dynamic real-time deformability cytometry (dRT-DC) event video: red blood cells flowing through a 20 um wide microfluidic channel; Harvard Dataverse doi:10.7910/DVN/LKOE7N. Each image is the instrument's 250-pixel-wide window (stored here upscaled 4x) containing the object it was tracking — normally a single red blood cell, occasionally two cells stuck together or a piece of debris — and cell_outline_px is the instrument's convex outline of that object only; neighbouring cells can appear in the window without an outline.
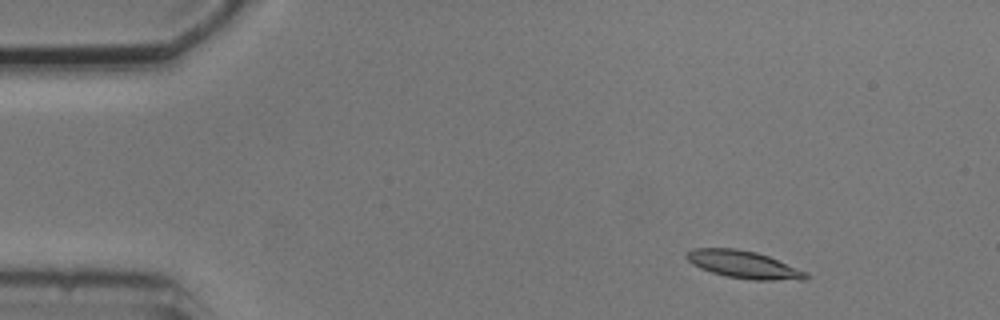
{"species": "common noctule bat (a hibernating species)", "species_latin": "Nyctalus noctula", "temperature_condition": "cold", "stored_images_in_passage": 6, "camera_frame_rate_fps": 3000, "um_per_image_px": 0.085, "animal": {"sex": "male", "body_mass_g": 20.5, "forearm_length_mm": 52.5}, "frame": {"image": 1, "passage_image": 1, "time_ms": 0.0, "image_size_px": [1000, 320], "cell_outline_px": [[812, 276], [804, 280], [752, 280], [724, 276], [700, 268], [692, 264], [684, 256], [692, 248], [736, 248], [756, 252], [768, 256], [808, 272]], "centroid_in_image_um": [63.24, 22.49], "position_along_channel_um": 21.8, "area_um2": 19.31}}
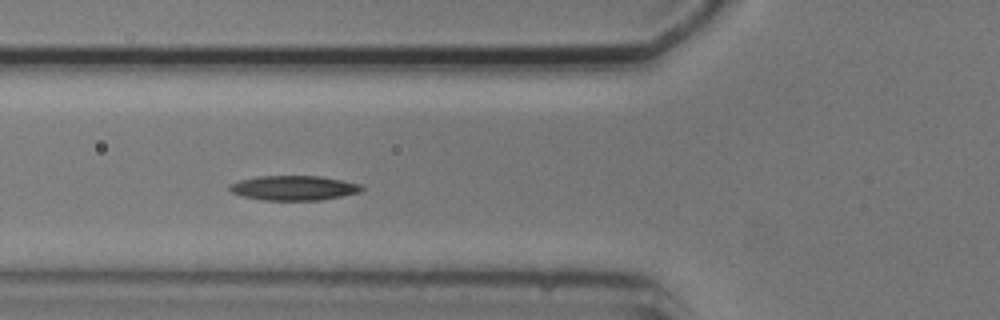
{"frame": {"image": 2, "passage_image": 5, "time_ms": 4.333, "image_size_px": [1000, 320], "cell_outline_px": [[364, 188], [360, 192], [320, 200], [260, 200], [240, 196], [232, 192], [228, 188], [228, 184], [240, 180], [256, 176], [320, 176], [344, 180], [360, 184]], "centroid_in_image_um": [24.93, 15.97], "position_along_channel_um": 100.9, "area_um2": 19.13}}
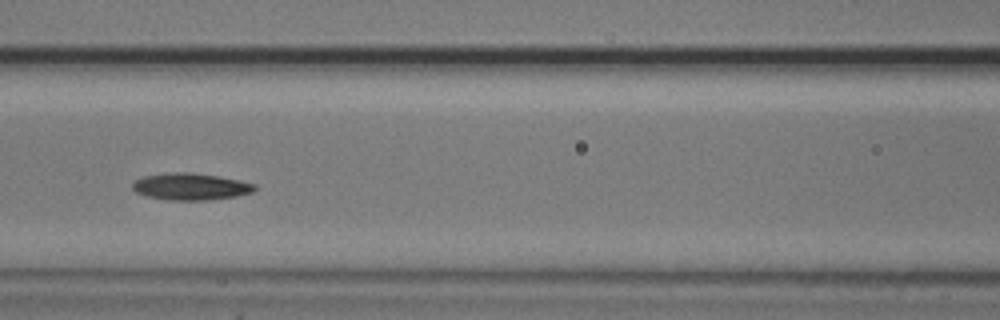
{"frame": {"image": 3, "passage_image": 6, "time_ms": 5.667, "image_size_px": [1000, 320], "cell_outline_px": [[256, 188], [252, 192], [236, 196], [208, 200], [168, 200], [148, 196], [136, 192], [132, 188], [132, 184], [136, 180], [144, 176], [176, 172], [188, 172], [220, 176], [256, 184]], "centroid_in_image_um": [16.22, 15.86], "position_along_channel_um": 150.4, "area_um2": 18.96}}